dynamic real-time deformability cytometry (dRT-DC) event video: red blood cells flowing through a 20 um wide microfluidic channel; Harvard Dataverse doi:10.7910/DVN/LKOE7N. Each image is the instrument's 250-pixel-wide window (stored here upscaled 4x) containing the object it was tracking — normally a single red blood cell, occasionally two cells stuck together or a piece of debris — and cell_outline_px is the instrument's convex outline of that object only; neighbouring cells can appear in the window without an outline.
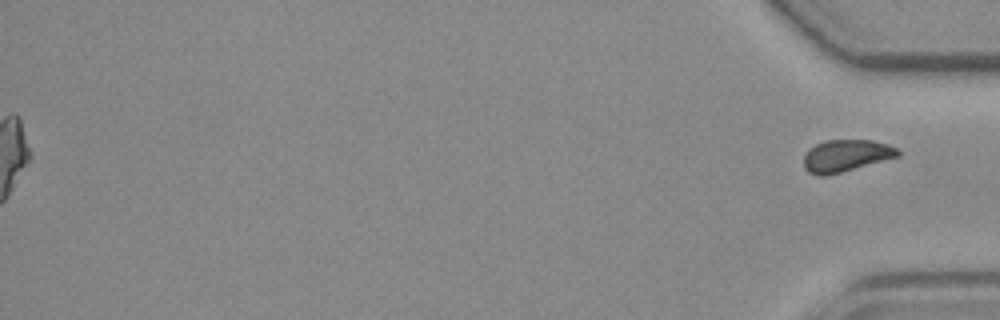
{"species": "common noctule bat (a hibernating species)", "species_latin": "Nyctalus noctula", "temperature_condition": "room temperature", "stored_images_in_passage": 51, "segment_of_instrument_passage": [2, 2], "camera_frame_rate_fps": 3000, "um_per_image_px": 0.085, "animal": {"sex": "female", "body_mass_g": 19.3, "forearm_length_mm": 54.1}, "frame": {"image": 1, "passage_image": 51, "time_ms": 16.667, "image_size_px": [1000, 320], "cell_outline_px": [[900, 156], [840, 172], [824, 176], [820, 176], [808, 172], [804, 168], [804, 156], [816, 144], [824, 140], [872, 140], [888, 144], [896, 148], [900, 152]], "centroid_in_image_um": [71.92, 13.23], "position_along_channel_um": 363.3, "area_um2": 17.34}}